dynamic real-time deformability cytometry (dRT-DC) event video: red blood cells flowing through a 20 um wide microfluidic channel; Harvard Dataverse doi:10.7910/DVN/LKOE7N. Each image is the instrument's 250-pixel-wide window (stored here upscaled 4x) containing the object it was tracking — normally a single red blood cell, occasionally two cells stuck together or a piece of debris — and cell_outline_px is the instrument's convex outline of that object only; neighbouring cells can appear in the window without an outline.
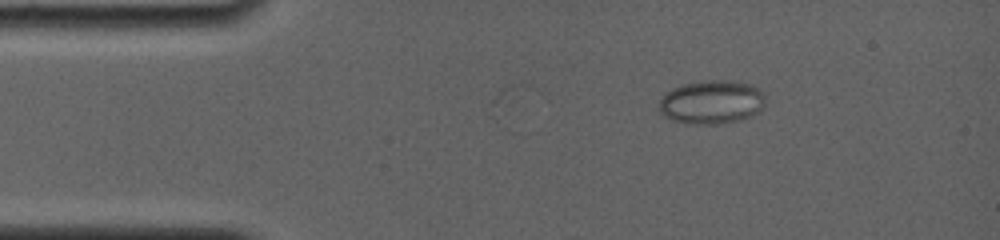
{"species": "common noctule bat (a hibernating species)", "species_latin": "Nyctalus noctula", "temperature_condition": "room temperature", "stored_images_in_passage": 2, "camera_frame_rate_fps": 4000, "um_per_image_px": 0.085, "animal": {"sex": "female", "body_mass_g": 19.0, "forearm_length_mm": 56.7}, "frame": {"image": 1, "passage_image": 2, "time_ms": 0.75, "image_size_px": [1000, 240], "cell_outline_px": [[764, 104], [756, 112], [740, 120], [720, 124], [688, 124], [676, 120], [668, 116], [660, 108], [660, 100], [672, 88], [680, 84], [712, 80], [724, 80], [752, 84], [760, 88], [764, 92]], "centroid_in_image_um": [60.54, 8.66], "position_along_channel_um": 24.5, "area_um2": 26.65}}